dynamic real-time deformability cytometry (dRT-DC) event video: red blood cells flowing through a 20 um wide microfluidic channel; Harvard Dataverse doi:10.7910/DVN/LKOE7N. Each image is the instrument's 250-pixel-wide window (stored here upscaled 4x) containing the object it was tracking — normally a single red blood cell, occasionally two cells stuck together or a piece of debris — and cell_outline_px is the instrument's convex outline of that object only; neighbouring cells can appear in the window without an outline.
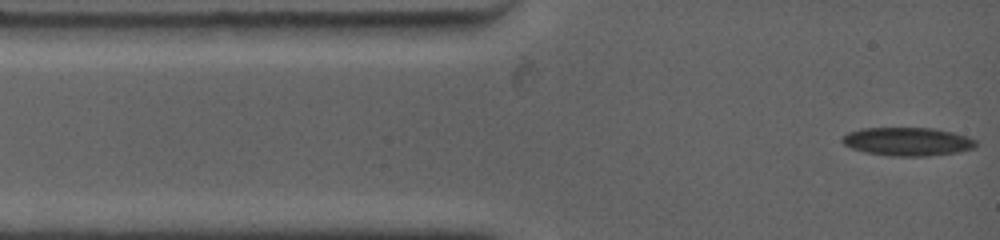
{"species": "common noctule bat (a hibernating species)", "species_latin": "Nyctalus noctula", "temperature_condition": "warm", "stored_images_in_passage": 90, "camera_frame_rate_fps": 4500, "um_per_image_px": 0.085, "animal": {"sex": "female", "body_mass_g": 19.0, "forearm_length_mm": 53.3}, "frame": {"image": 1, "passage_image": 1, "time_ms": 0.0, "image_size_px": [1000, 240], "cell_outline_px": [[976, 144], [972, 148], [956, 152], [928, 156], [892, 156], [864, 152], [852, 148], [844, 144], [840, 140], [848, 132], [860, 128], [932, 128], [952, 132], [968, 136], [976, 140]], "centroid_in_image_um": [77.11, 12.03], "position_along_channel_um": 7.9, "area_um2": 22.02}}
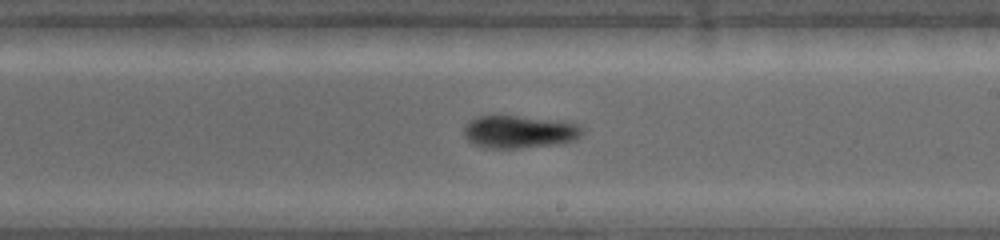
{"frame": {"image": 2, "passage_image": 40, "time_ms": 7.333, "image_size_px": [1000, 240], "cell_outline_px": [[584, 132], [576, 140], [560, 144], [520, 148], [484, 148], [468, 140], [464, 136], [464, 128], [468, 120], [476, 116], [492, 112], [560, 120], [580, 124], [584, 128]], "centroid_in_image_um": [44.14, 11.15], "position_along_channel_um": 244.9, "area_um2": 23.76}}
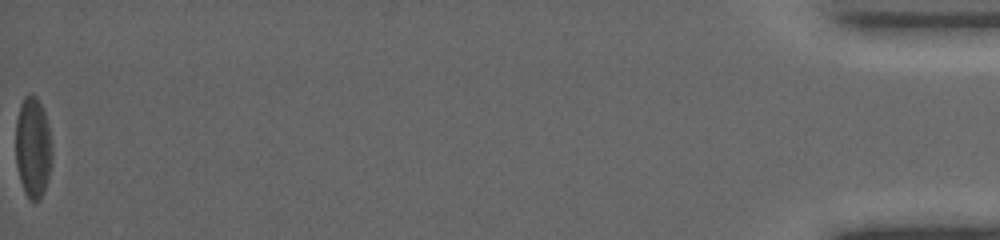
{"frame": {"image": 3, "passage_image": 90, "time_ms": 16.889, "image_size_px": [1000, 240], "cell_outline_px": [[52, 164], [48, 180], [44, 192], [40, 200], [28, 200], [24, 192], [20, 180], [16, 164], [16, 120], [20, 104], [24, 96], [36, 96], [44, 108], [48, 128], [52, 152]], "centroid_in_image_um": [2.8, 12.57], "position_along_channel_um": 432.4, "area_um2": 21.56}, "authors_computed_cell_mechanics": {"area_um2": 21.8484, "velocity_mm_per_s": 3.7935, "shape_relaxation_time_tau1_ms": 4.8079, "shape_relaxation_time_tau2_ms": null, "deformation_change_tau1": 0.1357, "deformation_change_tau2": null}}